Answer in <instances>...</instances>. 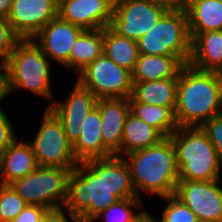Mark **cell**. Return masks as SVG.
Masks as SVG:
<instances>
[{"label": "cell", "mask_w": 222, "mask_h": 222, "mask_svg": "<svg viewBox=\"0 0 222 222\" xmlns=\"http://www.w3.org/2000/svg\"><path fill=\"white\" fill-rule=\"evenodd\" d=\"M220 179L210 181L179 180L174 195L198 220L222 222V187Z\"/></svg>", "instance_id": "8fae6325"}, {"label": "cell", "mask_w": 222, "mask_h": 222, "mask_svg": "<svg viewBox=\"0 0 222 222\" xmlns=\"http://www.w3.org/2000/svg\"><path fill=\"white\" fill-rule=\"evenodd\" d=\"M13 0H0V16L8 18L12 9Z\"/></svg>", "instance_id": "74e56055"}, {"label": "cell", "mask_w": 222, "mask_h": 222, "mask_svg": "<svg viewBox=\"0 0 222 222\" xmlns=\"http://www.w3.org/2000/svg\"><path fill=\"white\" fill-rule=\"evenodd\" d=\"M103 54V29L84 30L72 46L70 59L63 66L79 74Z\"/></svg>", "instance_id": "cb8c5ba5"}, {"label": "cell", "mask_w": 222, "mask_h": 222, "mask_svg": "<svg viewBox=\"0 0 222 222\" xmlns=\"http://www.w3.org/2000/svg\"><path fill=\"white\" fill-rule=\"evenodd\" d=\"M11 94L9 68L6 63H0V102Z\"/></svg>", "instance_id": "d590c367"}, {"label": "cell", "mask_w": 222, "mask_h": 222, "mask_svg": "<svg viewBox=\"0 0 222 222\" xmlns=\"http://www.w3.org/2000/svg\"><path fill=\"white\" fill-rule=\"evenodd\" d=\"M77 81L99 98H129L132 72L118 66L104 53L77 75Z\"/></svg>", "instance_id": "9c48e42d"}, {"label": "cell", "mask_w": 222, "mask_h": 222, "mask_svg": "<svg viewBox=\"0 0 222 222\" xmlns=\"http://www.w3.org/2000/svg\"><path fill=\"white\" fill-rule=\"evenodd\" d=\"M164 138L156 128L130 112L123 128L121 152L117 156L123 157L131 152L156 145Z\"/></svg>", "instance_id": "603a6c76"}, {"label": "cell", "mask_w": 222, "mask_h": 222, "mask_svg": "<svg viewBox=\"0 0 222 222\" xmlns=\"http://www.w3.org/2000/svg\"><path fill=\"white\" fill-rule=\"evenodd\" d=\"M170 138L176 151L179 180L220 179L222 164L201 127H178Z\"/></svg>", "instance_id": "277c9868"}, {"label": "cell", "mask_w": 222, "mask_h": 222, "mask_svg": "<svg viewBox=\"0 0 222 222\" xmlns=\"http://www.w3.org/2000/svg\"><path fill=\"white\" fill-rule=\"evenodd\" d=\"M8 116L0 108V155L18 138Z\"/></svg>", "instance_id": "d6a6232c"}, {"label": "cell", "mask_w": 222, "mask_h": 222, "mask_svg": "<svg viewBox=\"0 0 222 222\" xmlns=\"http://www.w3.org/2000/svg\"><path fill=\"white\" fill-rule=\"evenodd\" d=\"M48 211L43 206L27 204L12 222H41Z\"/></svg>", "instance_id": "836d02e7"}, {"label": "cell", "mask_w": 222, "mask_h": 222, "mask_svg": "<svg viewBox=\"0 0 222 222\" xmlns=\"http://www.w3.org/2000/svg\"><path fill=\"white\" fill-rule=\"evenodd\" d=\"M130 112L148 125L156 128L164 137H170L179 127L175 119V107L129 102Z\"/></svg>", "instance_id": "484cf974"}, {"label": "cell", "mask_w": 222, "mask_h": 222, "mask_svg": "<svg viewBox=\"0 0 222 222\" xmlns=\"http://www.w3.org/2000/svg\"><path fill=\"white\" fill-rule=\"evenodd\" d=\"M201 129L206 133L210 142L215 147L222 164V116L219 114L211 117L201 126Z\"/></svg>", "instance_id": "1f68e13d"}, {"label": "cell", "mask_w": 222, "mask_h": 222, "mask_svg": "<svg viewBox=\"0 0 222 222\" xmlns=\"http://www.w3.org/2000/svg\"><path fill=\"white\" fill-rule=\"evenodd\" d=\"M222 78L217 72L198 70L184 64L178 74L175 119L179 127H201L219 115Z\"/></svg>", "instance_id": "6da1fadb"}, {"label": "cell", "mask_w": 222, "mask_h": 222, "mask_svg": "<svg viewBox=\"0 0 222 222\" xmlns=\"http://www.w3.org/2000/svg\"><path fill=\"white\" fill-rule=\"evenodd\" d=\"M103 53L115 64L131 72L139 57L137 41L118 35L109 26L103 29Z\"/></svg>", "instance_id": "d4e9b609"}, {"label": "cell", "mask_w": 222, "mask_h": 222, "mask_svg": "<svg viewBox=\"0 0 222 222\" xmlns=\"http://www.w3.org/2000/svg\"><path fill=\"white\" fill-rule=\"evenodd\" d=\"M48 59L32 39H20L6 62L11 93L23 89L51 99V70Z\"/></svg>", "instance_id": "5b68a950"}, {"label": "cell", "mask_w": 222, "mask_h": 222, "mask_svg": "<svg viewBox=\"0 0 222 222\" xmlns=\"http://www.w3.org/2000/svg\"><path fill=\"white\" fill-rule=\"evenodd\" d=\"M97 98L77 80L66 100H52L50 108L62 121L68 140L74 144L80 137L79 129L88 113L96 106Z\"/></svg>", "instance_id": "4fadbf2b"}, {"label": "cell", "mask_w": 222, "mask_h": 222, "mask_svg": "<svg viewBox=\"0 0 222 222\" xmlns=\"http://www.w3.org/2000/svg\"><path fill=\"white\" fill-rule=\"evenodd\" d=\"M80 137L73 144V152L79 162L114 156L103 143L99 110L94 107L80 123Z\"/></svg>", "instance_id": "ac0fdd59"}, {"label": "cell", "mask_w": 222, "mask_h": 222, "mask_svg": "<svg viewBox=\"0 0 222 222\" xmlns=\"http://www.w3.org/2000/svg\"><path fill=\"white\" fill-rule=\"evenodd\" d=\"M167 206L157 222H198L197 216L174 194L164 198Z\"/></svg>", "instance_id": "f546056e"}, {"label": "cell", "mask_w": 222, "mask_h": 222, "mask_svg": "<svg viewBox=\"0 0 222 222\" xmlns=\"http://www.w3.org/2000/svg\"><path fill=\"white\" fill-rule=\"evenodd\" d=\"M178 77L150 82H133L129 102L175 107Z\"/></svg>", "instance_id": "7402d4cb"}, {"label": "cell", "mask_w": 222, "mask_h": 222, "mask_svg": "<svg viewBox=\"0 0 222 222\" xmlns=\"http://www.w3.org/2000/svg\"><path fill=\"white\" fill-rule=\"evenodd\" d=\"M100 113L104 146L115 156L121 152L126 118L130 113L128 98H99L95 106Z\"/></svg>", "instance_id": "2e32d148"}, {"label": "cell", "mask_w": 222, "mask_h": 222, "mask_svg": "<svg viewBox=\"0 0 222 222\" xmlns=\"http://www.w3.org/2000/svg\"><path fill=\"white\" fill-rule=\"evenodd\" d=\"M220 77L222 78V70L219 72Z\"/></svg>", "instance_id": "b9f144b4"}, {"label": "cell", "mask_w": 222, "mask_h": 222, "mask_svg": "<svg viewBox=\"0 0 222 222\" xmlns=\"http://www.w3.org/2000/svg\"><path fill=\"white\" fill-rule=\"evenodd\" d=\"M139 222H157V219L154 217H152V215L150 216L149 212L147 213V215H145Z\"/></svg>", "instance_id": "f35d334b"}, {"label": "cell", "mask_w": 222, "mask_h": 222, "mask_svg": "<svg viewBox=\"0 0 222 222\" xmlns=\"http://www.w3.org/2000/svg\"><path fill=\"white\" fill-rule=\"evenodd\" d=\"M220 115L222 116V100H221V109H220Z\"/></svg>", "instance_id": "ab89813d"}, {"label": "cell", "mask_w": 222, "mask_h": 222, "mask_svg": "<svg viewBox=\"0 0 222 222\" xmlns=\"http://www.w3.org/2000/svg\"><path fill=\"white\" fill-rule=\"evenodd\" d=\"M184 63L175 55L139 54L132 72L133 82H150L178 77Z\"/></svg>", "instance_id": "ffe728a7"}, {"label": "cell", "mask_w": 222, "mask_h": 222, "mask_svg": "<svg viewBox=\"0 0 222 222\" xmlns=\"http://www.w3.org/2000/svg\"><path fill=\"white\" fill-rule=\"evenodd\" d=\"M38 168L29 140L17 139L0 155V184L10 185Z\"/></svg>", "instance_id": "e0dca14e"}, {"label": "cell", "mask_w": 222, "mask_h": 222, "mask_svg": "<svg viewBox=\"0 0 222 222\" xmlns=\"http://www.w3.org/2000/svg\"><path fill=\"white\" fill-rule=\"evenodd\" d=\"M83 31L81 27L56 17L32 40L49 59L64 66L70 59L73 44Z\"/></svg>", "instance_id": "5bb4252c"}, {"label": "cell", "mask_w": 222, "mask_h": 222, "mask_svg": "<svg viewBox=\"0 0 222 222\" xmlns=\"http://www.w3.org/2000/svg\"><path fill=\"white\" fill-rule=\"evenodd\" d=\"M107 184L119 199L138 198L132 185L129 166L123 157L114 155L107 158Z\"/></svg>", "instance_id": "4316f807"}, {"label": "cell", "mask_w": 222, "mask_h": 222, "mask_svg": "<svg viewBox=\"0 0 222 222\" xmlns=\"http://www.w3.org/2000/svg\"><path fill=\"white\" fill-rule=\"evenodd\" d=\"M120 200L108 188L107 158L79 162L68 179L63 206L68 213L91 222L98 213Z\"/></svg>", "instance_id": "3957f363"}, {"label": "cell", "mask_w": 222, "mask_h": 222, "mask_svg": "<svg viewBox=\"0 0 222 222\" xmlns=\"http://www.w3.org/2000/svg\"><path fill=\"white\" fill-rule=\"evenodd\" d=\"M63 210L64 209L61 208L48 211L46 215L42 218L41 222H69ZM69 214L73 222H83L79 216L73 215L71 213Z\"/></svg>", "instance_id": "e575fe53"}, {"label": "cell", "mask_w": 222, "mask_h": 222, "mask_svg": "<svg viewBox=\"0 0 222 222\" xmlns=\"http://www.w3.org/2000/svg\"><path fill=\"white\" fill-rule=\"evenodd\" d=\"M20 38L13 32L8 20L0 16V60L6 63Z\"/></svg>", "instance_id": "4dcf8cb0"}, {"label": "cell", "mask_w": 222, "mask_h": 222, "mask_svg": "<svg viewBox=\"0 0 222 222\" xmlns=\"http://www.w3.org/2000/svg\"><path fill=\"white\" fill-rule=\"evenodd\" d=\"M74 168L38 166L10 185L27 204L40 205L49 211L61 209L67 198L69 175Z\"/></svg>", "instance_id": "52a82bcc"}, {"label": "cell", "mask_w": 222, "mask_h": 222, "mask_svg": "<svg viewBox=\"0 0 222 222\" xmlns=\"http://www.w3.org/2000/svg\"><path fill=\"white\" fill-rule=\"evenodd\" d=\"M123 158L129 166L132 185L139 199V191L142 190L161 198L175 193L179 169L170 137H165L156 145L126 154Z\"/></svg>", "instance_id": "7a4b0ae2"}, {"label": "cell", "mask_w": 222, "mask_h": 222, "mask_svg": "<svg viewBox=\"0 0 222 222\" xmlns=\"http://www.w3.org/2000/svg\"><path fill=\"white\" fill-rule=\"evenodd\" d=\"M167 11H185L189 0H148Z\"/></svg>", "instance_id": "8d00e7d4"}, {"label": "cell", "mask_w": 222, "mask_h": 222, "mask_svg": "<svg viewBox=\"0 0 222 222\" xmlns=\"http://www.w3.org/2000/svg\"><path fill=\"white\" fill-rule=\"evenodd\" d=\"M26 206L11 185L0 184V222H12Z\"/></svg>", "instance_id": "f1b7e54d"}, {"label": "cell", "mask_w": 222, "mask_h": 222, "mask_svg": "<svg viewBox=\"0 0 222 222\" xmlns=\"http://www.w3.org/2000/svg\"><path fill=\"white\" fill-rule=\"evenodd\" d=\"M188 64L198 70H222V30L198 33L191 40V57Z\"/></svg>", "instance_id": "d6986e66"}, {"label": "cell", "mask_w": 222, "mask_h": 222, "mask_svg": "<svg viewBox=\"0 0 222 222\" xmlns=\"http://www.w3.org/2000/svg\"><path fill=\"white\" fill-rule=\"evenodd\" d=\"M185 11L191 40L198 33L222 30V2L189 0Z\"/></svg>", "instance_id": "44dd1931"}, {"label": "cell", "mask_w": 222, "mask_h": 222, "mask_svg": "<svg viewBox=\"0 0 222 222\" xmlns=\"http://www.w3.org/2000/svg\"><path fill=\"white\" fill-rule=\"evenodd\" d=\"M44 111L41 125L30 143L38 166L76 167L79 161L62 121L50 108Z\"/></svg>", "instance_id": "ba28073f"}, {"label": "cell", "mask_w": 222, "mask_h": 222, "mask_svg": "<svg viewBox=\"0 0 222 222\" xmlns=\"http://www.w3.org/2000/svg\"><path fill=\"white\" fill-rule=\"evenodd\" d=\"M166 9L148 0H116L109 27L118 35L137 41L151 30Z\"/></svg>", "instance_id": "30bf717a"}, {"label": "cell", "mask_w": 222, "mask_h": 222, "mask_svg": "<svg viewBox=\"0 0 222 222\" xmlns=\"http://www.w3.org/2000/svg\"><path fill=\"white\" fill-rule=\"evenodd\" d=\"M112 14L110 0H58V17L84 30L108 27Z\"/></svg>", "instance_id": "9a60e30c"}, {"label": "cell", "mask_w": 222, "mask_h": 222, "mask_svg": "<svg viewBox=\"0 0 222 222\" xmlns=\"http://www.w3.org/2000/svg\"><path fill=\"white\" fill-rule=\"evenodd\" d=\"M58 17V0H13L7 20L20 39H32Z\"/></svg>", "instance_id": "7c38bea8"}, {"label": "cell", "mask_w": 222, "mask_h": 222, "mask_svg": "<svg viewBox=\"0 0 222 222\" xmlns=\"http://www.w3.org/2000/svg\"><path fill=\"white\" fill-rule=\"evenodd\" d=\"M142 206V199L139 198L120 199L98 213L91 222L100 216H103L102 218L105 219V222H139L148 213L146 210H143ZM132 208L142 210L136 214L131 210Z\"/></svg>", "instance_id": "83f0119b"}, {"label": "cell", "mask_w": 222, "mask_h": 222, "mask_svg": "<svg viewBox=\"0 0 222 222\" xmlns=\"http://www.w3.org/2000/svg\"><path fill=\"white\" fill-rule=\"evenodd\" d=\"M198 222H211V221H203V220H198Z\"/></svg>", "instance_id": "60d3db41"}, {"label": "cell", "mask_w": 222, "mask_h": 222, "mask_svg": "<svg viewBox=\"0 0 222 222\" xmlns=\"http://www.w3.org/2000/svg\"><path fill=\"white\" fill-rule=\"evenodd\" d=\"M139 54L175 55L184 64L191 57L186 11H167L156 25L137 40Z\"/></svg>", "instance_id": "8992f818"}]
</instances>
